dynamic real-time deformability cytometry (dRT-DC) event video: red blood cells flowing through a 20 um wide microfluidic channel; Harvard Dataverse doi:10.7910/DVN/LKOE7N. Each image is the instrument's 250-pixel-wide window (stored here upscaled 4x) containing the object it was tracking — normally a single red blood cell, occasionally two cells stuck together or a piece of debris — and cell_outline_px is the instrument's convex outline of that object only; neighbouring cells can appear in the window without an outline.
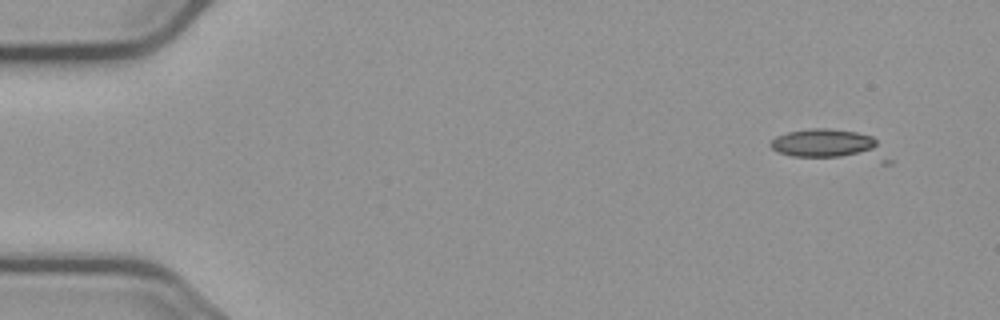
{"species": "common noctule bat (a hibernating species)", "species_latin": "Nyctalus noctula", "temperature_condition": "cold", "stored_images_in_passage": 4, "camera_frame_rate_fps": 3000, "um_per_image_px": 0.085, "animal": {"sex": "male", "body_mass_g": 23.1, "forearm_length_mm": 52.7}, "frame": {"image": 1, "passage_image": 1, "time_ms": 0.0, "image_size_px": [1000, 320], "cell_outline_px": [[892, 164], [880, 164], [792, 156], [780, 152], [772, 148], [768, 144], [776, 136], [788, 132], [812, 128], [828, 128], [856, 132], [872, 136], [876, 140], [892, 160]], "centroid_in_image_um": [70.66, 12.39], "position_along_channel_um": 14.3, "area_um2": 22.02}}